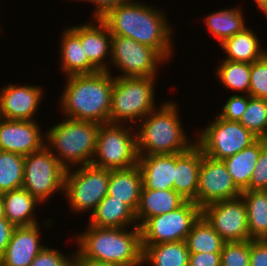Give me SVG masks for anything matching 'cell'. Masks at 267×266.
I'll return each mask as SVG.
<instances>
[{"mask_svg": "<svg viewBox=\"0 0 267 266\" xmlns=\"http://www.w3.org/2000/svg\"><path fill=\"white\" fill-rule=\"evenodd\" d=\"M25 156L0 150V194L22 188Z\"/></svg>", "mask_w": 267, "mask_h": 266, "instance_id": "d6a6232c", "label": "cell"}, {"mask_svg": "<svg viewBox=\"0 0 267 266\" xmlns=\"http://www.w3.org/2000/svg\"><path fill=\"white\" fill-rule=\"evenodd\" d=\"M249 96L267 100V53L251 63Z\"/></svg>", "mask_w": 267, "mask_h": 266, "instance_id": "d590c367", "label": "cell"}, {"mask_svg": "<svg viewBox=\"0 0 267 266\" xmlns=\"http://www.w3.org/2000/svg\"><path fill=\"white\" fill-rule=\"evenodd\" d=\"M243 13L244 11L238 6L231 7V9L226 8L205 16L203 23L206 24L207 31L217 39L219 44H222L225 40L247 27Z\"/></svg>", "mask_w": 267, "mask_h": 266, "instance_id": "f1b7e54d", "label": "cell"}, {"mask_svg": "<svg viewBox=\"0 0 267 266\" xmlns=\"http://www.w3.org/2000/svg\"><path fill=\"white\" fill-rule=\"evenodd\" d=\"M186 200L174 189L151 190L142 188L136 219L140 227L148 218L166 214L179 208Z\"/></svg>", "mask_w": 267, "mask_h": 266, "instance_id": "cb8c5ba5", "label": "cell"}, {"mask_svg": "<svg viewBox=\"0 0 267 266\" xmlns=\"http://www.w3.org/2000/svg\"><path fill=\"white\" fill-rule=\"evenodd\" d=\"M38 122L0 118V150L27 156L45 146Z\"/></svg>", "mask_w": 267, "mask_h": 266, "instance_id": "2e32d148", "label": "cell"}, {"mask_svg": "<svg viewBox=\"0 0 267 266\" xmlns=\"http://www.w3.org/2000/svg\"><path fill=\"white\" fill-rule=\"evenodd\" d=\"M202 215L225 242L251 240L246 206L241 197L211 203L202 208Z\"/></svg>", "mask_w": 267, "mask_h": 266, "instance_id": "5bb4252c", "label": "cell"}, {"mask_svg": "<svg viewBox=\"0 0 267 266\" xmlns=\"http://www.w3.org/2000/svg\"><path fill=\"white\" fill-rule=\"evenodd\" d=\"M15 226L6 218L0 219V260L2 259L6 247L11 239Z\"/></svg>", "mask_w": 267, "mask_h": 266, "instance_id": "7bdbcfd3", "label": "cell"}, {"mask_svg": "<svg viewBox=\"0 0 267 266\" xmlns=\"http://www.w3.org/2000/svg\"><path fill=\"white\" fill-rule=\"evenodd\" d=\"M94 22V23H93ZM96 22V23H95ZM81 40L88 61L98 71H108L111 58L112 35L108 26L100 19L69 27Z\"/></svg>", "mask_w": 267, "mask_h": 266, "instance_id": "e0dca14e", "label": "cell"}, {"mask_svg": "<svg viewBox=\"0 0 267 266\" xmlns=\"http://www.w3.org/2000/svg\"><path fill=\"white\" fill-rule=\"evenodd\" d=\"M152 6L133 0L113 8L101 20L108 26L111 35L131 38L155 49L169 61L173 57L174 30L166 19V13Z\"/></svg>", "mask_w": 267, "mask_h": 266, "instance_id": "6da1fadb", "label": "cell"}, {"mask_svg": "<svg viewBox=\"0 0 267 266\" xmlns=\"http://www.w3.org/2000/svg\"><path fill=\"white\" fill-rule=\"evenodd\" d=\"M89 225L99 228H126L138 226L136 212L124 201L108 194L90 214Z\"/></svg>", "mask_w": 267, "mask_h": 266, "instance_id": "44dd1931", "label": "cell"}, {"mask_svg": "<svg viewBox=\"0 0 267 266\" xmlns=\"http://www.w3.org/2000/svg\"><path fill=\"white\" fill-rule=\"evenodd\" d=\"M220 255L221 266H250V240L225 242Z\"/></svg>", "mask_w": 267, "mask_h": 266, "instance_id": "e575fe53", "label": "cell"}, {"mask_svg": "<svg viewBox=\"0 0 267 266\" xmlns=\"http://www.w3.org/2000/svg\"><path fill=\"white\" fill-rule=\"evenodd\" d=\"M99 129V123L65 118L47 128L45 146L66 170L88 165L95 153Z\"/></svg>", "mask_w": 267, "mask_h": 266, "instance_id": "5b68a950", "label": "cell"}, {"mask_svg": "<svg viewBox=\"0 0 267 266\" xmlns=\"http://www.w3.org/2000/svg\"><path fill=\"white\" fill-rule=\"evenodd\" d=\"M133 129V130H132ZM136 128L130 124H100L91 164L109 170L138 164Z\"/></svg>", "mask_w": 267, "mask_h": 266, "instance_id": "52a82bcc", "label": "cell"}, {"mask_svg": "<svg viewBox=\"0 0 267 266\" xmlns=\"http://www.w3.org/2000/svg\"><path fill=\"white\" fill-rule=\"evenodd\" d=\"M253 29L248 26L241 32L225 40L219 46L226 55L225 60L234 62L253 63L263 57L266 53V47L262 49L259 36H256Z\"/></svg>", "mask_w": 267, "mask_h": 266, "instance_id": "484cf974", "label": "cell"}, {"mask_svg": "<svg viewBox=\"0 0 267 266\" xmlns=\"http://www.w3.org/2000/svg\"><path fill=\"white\" fill-rule=\"evenodd\" d=\"M189 266H221L220 253L190 254Z\"/></svg>", "mask_w": 267, "mask_h": 266, "instance_id": "b9f144b4", "label": "cell"}, {"mask_svg": "<svg viewBox=\"0 0 267 266\" xmlns=\"http://www.w3.org/2000/svg\"><path fill=\"white\" fill-rule=\"evenodd\" d=\"M74 254H63L60 250L46 246L33 260L30 266H74Z\"/></svg>", "mask_w": 267, "mask_h": 266, "instance_id": "8d00e7d4", "label": "cell"}, {"mask_svg": "<svg viewBox=\"0 0 267 266\" xmlns=\"http://www.w3.org/2000/svg\"><path fill=\"white\" fill-rule=\"evenodd\" d=\"M44 89L36 85L8 83L0 88V118L34 121Z\"/></svg>", "mask_w": 267, "mask_h": 266, "instance_id": "9a60e30c", "label": "cell"}, {"mask_svg": "<svg viewBox=\"0 0 267 266\" xmlns=\"http://www.w3.org/2000/svg\"><path fill=\"white\" fill-rule=\"evenodd\" d=\"M203 154L202 149L197 144L184 153L175 154L173 189L185 200L194 201L196 199Z\"/></svg>", "mask_w": 267, "mask_h": 266, "instance_id": "d6986e66", "label": "cell"}, {"mask_svg": "<svg viewBox=\"0 0 267 266\" xmlns=\"http://www.w3.org/2000/svg\"><path fill=\"white\" fill-rule=\"evenodd\" d=\"M6 219L15 227L38 224L37 205H41L34 196L24 188L7 191L1 194Z\"/></svg>", "mask_w": 267, "mask_h": 266, "instance_id": "d4e9b609", "label": "cell"}, {"mask_svg": "<svg viewBox=\"0 0 267 266\" xmlns=\"http://www.w3.org/2000/svg\"><path fill=\"white\" fill-rule=\"evenodd\" d=\"M254 3L259 7L260 11H262L267 17V0H254Z\"/></svg>", "mask_w": 267, "mask_h": 266, "instance_id": "f6af8a7d", "label": "cell"}, {"mask_svg": "<svg viewBox=\"0 0 267 266\" xmlns=\"http://www.w3.org/2000/svg\"><path fill=\"white\" fill-rule=\"evenodd\" d=\"M165 62L155 49L128 37L112 35L109 66L121 71L120 77H157L159 66Z\"/></svg>", "mask_w": 267, "mask_h": 266, "instance_id": "8fae6325", "label": "cell"}, {"mask_svg": "<svg viewBox=\"0 0 267 266\" xmlns=\"http://www.w3.org/2000/svg\"><path fill=\"white\" fill-rule=\"evenodd\" d=\"M141 245L143 266H189L190 252L185 241Z\"/></svg>", "mask_w": 267, "mask_h": 266, "instance_id": "83f0119b", "label": "cell"}, {"mask_svg": "<svg viewBox=\"0 0 267 266\" xmlns=\"http://www.w3.org/2000/svg\"><path fill=\"white\" fill-rule=\"evenodd\" d=\"M60 97V112L64 118L109 123L113 90V73L99 71L94 74L66 76Z\"/></svg>", "mask_w": 267, "mask_h": 266, "instance_id": "7a4b0ae2", "label": "cell"}, {"mask_svg": "<svg viewBox=\"0 0 267 266\" xmlns=\"http://www.w3.org/2000/svg\"><path fill=\"white\" fill-rule=\"evenodd\" d=\"M215 118V119H214ZM197 134L196 144L203 153L224 160L254 143L258 137L240 122L228 121L218 115Z\"/></svg>", "mask_w": 267, "mask_h": 266, "instance_id": "9c48e42d", "label": "cell"}, {"mask_svg": "<svg viewBox=\"0 0 267 266\" xmlns=\"http://www.w3.org/2000/svg\"><path fill=\"white\" fill-rule=\"evenodd\" d=\"M156 79L113 76L109 123L136 126L140 120L157 109L159 106L155 102L154 88Z\"/></svg>", "mask_w": 267, "mask_h": 266, "instance_id": "8992f818", "label": "cell"}, {"mask_svg": "<svg viewBox=\"0 0 267 266\" xmlns=\"http://www.w3.org/2000/svg\"><path fill=\"white\" fill-rule=\"evenodd\" d=\"M142 187L138 164L126 169L110 170L108 195L124 201L135 212L139 206Z\"/></svg>", "mask_w": 267, "mask_h": 266, "instance_id": "603a6c76", "label": "cell"}, {"mask_svg": "<svg viewBox=\"0 0 267 266\" xmlns=\"http://www.w3.org/2000/svg\"><path fill=\"white\" fill-rule=\"evenodd\" d=\"M15 227L0 266H30L34 258L46 247L41 244L42 226Z\"/></svg>", "mask_w": 267, "mask_h": 266, "instance_id": "ac0fdd59", "label": "cell"}, {"mask_svg": "<svg viewBox=\"0 0 267 266\" xmlns=\"http://www.w3.org/2000/svg\"><path fill=\"white\" fill-rule=\"evenodd\" d=\"M245 190H267V143L260 151L252 178Z\"/></svg>", "mask_w": 267, "mask_h": 266, "instance_id": "f35d334b", "label": "cell"}, {"mask_svg": "<svg viewBox=\"0 0 267 266\" xmlns=\"http://www.w3.org/2000/svg\"><path fill=\"white\" fill-rule=\"evenodd\" d=\"M202 208L186 200L179 208L148 218L141 226V244H160L185 241Z\"/></svg>", "mask_w": 267, "mask_h": 266, "instance_id": "7c38bea8", "label": "cell"}, {"mask_svg": "<svg viewBox=\"0 0 267 266\" xmlns=\"http://www.w3.org/2000/svg\"><path fill=\"white\" fill-rule=\"evenodd\" d=\"M248 95L247 94H232L226 100V103L221 108L222 110L217 115L228 121L239 122L244 111L247 109Z\"/></svg>", "mask_w": 267, "mask_h": 266, "instance_id": "74e56055", "label": "cell"}, {"mask_svg": "<svg viewBox=\"0 0 267 266\" xmlns=\"http://www.w3.org/2000/svg\"><path fill=\"white\" fill-rule=\"evenodd\" d=\"M258 138H267V100L248 95L247 109L239 121Z\"/></svg>", "mask_w": 267, "mask_h": 266, "instance_id": "836d02e7", "label": "cell"}, {"mask_svg": "<svg viewBox=\"0 0 267 266\" xmlns=\"http://www.w3.org/2000/svg\"><path fill=\"white\" fill-rule=\"evenodd\" d=\"M241 192L223 160H216L203 154L196 199L193 202L203 208L211 203L238 198Z\"/></svg>", "mask_w": 267, "mask_h": 266, "instance_id": "4fadbf2b", "label": "cell"}, {"mask_svg": "<svg viewBox=\"0 0 267 266\" xmlns=\"http://www.w3.org/2000/svg\"><path fill=\"white\" fill-rule=\"evenodd\" d=\"M74 1V0H73ZM79 1V0H75ZM82 2H90L95 5V10L92 13L93 19H102L105 17L113 8H116L120 5L127 4L133 0H80Z\"/></svg>", "mask_w": 267, "mask_h": 266, "instance_id": "60d3db41", "label": "cell"}, {"mask_svg": "<svg viewBox=\"0 0 267 266\" xmlns=\"http://www.w3.org/2000/svg\"><path fill=\"white\" fill-rule=\"evenodd\" d=\"M65 173L66 169L44 146L41 150L25 156L22 188L42 204L46 203L57 191L59 194L64 193Z\"/></svg>", "mask_w": 267, "mask_h": 266, "instance_id": "30bf717a", "label": "cell"}, {"mask_svg": "<svg viewBox=\"0 0 267 266\" xmlns=\"http://www.w3.org/2000/svg\"><path fill=\"white\" fill-rule=\"evenodd\" d=\"M190 254L221 253L225 241L201 215L185 239Z\"/></svg>", "mask_w": 267, "mask_h": 266, "instance_id": "4dcf8cb0", "label": "cell"}, {"mask_svg": "<svg viewBox=\"0 0 267 266\" xmlns=\"http://www.w3.org/2000/svg\"><path fill=\"white\" fill-rule=\"evenodd\" d=\"M74 266H119L104 261L84 257L78 250L74 254Z\"/></svg>", "mask_w": 267, "mask_h": 266, "instance_id": "ee69618b", "label": "cell"}, {"mask_svg": "<svg viewBox=\"0 0 267 266\" xmlns=\"http://www.w3.org/2000/svg\"><path fill=\"white\" fill-rule=\"evenodd\" d=\"M250 266H267V239L250 240Z\"/></svg>", "mask_w": 267, "mask_h": 266, "instance_id": "ab89813d", "label": "cell"}, {"mask_svg": "<svg viewBox=\"0 0 267 266\" xmlns=\"http://www.w3.org/2000/svg\"><path fill=\"white\" fill-rule=\"evenodd\" d=\"M216 74L221 84L232 92L249 95L251 64L223 59Z\"/></svg>", "mask_w": 267, "mask_h": 266, "instance_id": "1f68e13d", "label": "cell"}, {"mask_svg": "<svg viewBox=\"0 0 267 266\" xmlns=\"http://www.w3.org/2000/svg\"><path fill=\"white\" fill-rule=\"evenodd\" d=\"M138 166L142 175V188L173 189L175 154L139 155Z\"/></svg>", "mask_w": 267, "mask_h": 266, "instance_id": "ffe728a7", "label": "cell"}, {"mask_svg": "<svg viewBox=\"0 0 267 266\" xmlns=\"http://www.w3.org/2000/svg\"><path fill=\"white\" fill-rule=\"evenodd\" d=\"M60 66L65 76L99 72L89 61L80 38L66 27L60 36Z\"/></svg>", "mask_w": 267, "mask_h": 266, "instance_id": "7402d4cb", "label": "cell"}, {"mask_svg": "<svg viewBox=\"0 0 267 266\" xmlns=\"http://www.w3.org/2000/svg\"><path fill=\"white\" fill-rule=\"evenodd\" d=\"M240 197L246 206L250 239H267V190H244Z\"/></svg>", "mask_w": 267, "mask_h": 266, "instance_id": "f546056e", "label": "cell"}, {"mask_svg": "<svg viewBox=\"0 0 267 266\" xmlns=\"http://www.w3.org/2000/svg\"><path fill=\"white\" fill-rule=\"evenodd\" d=\"M266 143L267 139L258 138L250 146L223 160L235 185L241 191H244L248 187L260 151Z\"/></svg>", "mask_w": 267, "mask_h": 266, "instance_id": "4316f807", "label": "cell"}, {"mask_svg": "<svg viewBox=\"0 0 267 266\" xmlns=\"http://www.w3.org/2000/svg\"><path fill=\"white\" fill-rule=\"evenodd\" d=\"M176 103L164 101L137 123L138 155L179 154L196 144L186 135Z\"/></svg>", "mask_w": 267, "mask_h": 266, "instance_id": "3957f363", "label": "cell"}, {"mask_svg": "<svg viewBox=\"0 0 267 266\" xmlns=\"http://www.w3.org/2000/svg\"><path fill=\"white\" fill-rule=\"evenodd\" d=\"M75 241L77 242L76 249L84 257L119 266L143 265L139 226L99 228L87 224L85 232L78 234Z\"/></svg>", "mask_w": 267, "mask_h": 266, "instance_id": "277c9868", "label": "cell"}, {"mask_svg": "<svg viewBox=\"0 0 267 266\" xmlns=\"http://www.w3.org/2000/svg\"><path fill=\"white\" fill-rule=\"evenodd\" d=\"M6 218L5 217V211H4V204H3V198L0 194V219Z\"/></svg>", "mask_w": 267, "mask_h": 266, "instance_id": "bcb514c9", "label": "cell"}, {"mask_svg": "<svg viewBox=\"0 0 267 266\" xmlns=\"http://www.w3.org/2000/svg\"><path fill=\"white\" fill-rule=\"evenodd\" d=\"M109 179V169L92 164L66 170L63 197L70 205L72 213H92L108 194Z\"/></svg>", "mask_w": 267, "mask_h": 266, "instance_id": "ba28073f", "label": "cell"}]
</instances>
